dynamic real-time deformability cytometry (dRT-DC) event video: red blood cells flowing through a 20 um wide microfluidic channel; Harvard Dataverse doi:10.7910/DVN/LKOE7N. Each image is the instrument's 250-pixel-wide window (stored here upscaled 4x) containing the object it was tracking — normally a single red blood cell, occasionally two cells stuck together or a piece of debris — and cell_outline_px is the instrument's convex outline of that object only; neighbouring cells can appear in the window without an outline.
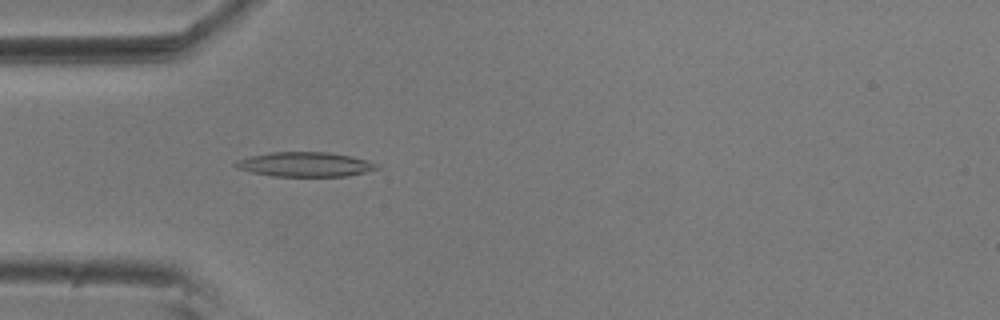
{"species": "common noctule bat (a hibernating species)", "species_latin": "Nyctalus noctula", "temperature_condition": "room temperature", "stored_images_in_passage": 42, "camera_frame_rate_fps": 3000, "um_per_image_px": 0.085, "animal": {"sex": "male", "body_mass_g": 20.5, "forearm_length_mm": 52.5}, "frame": {"image": 1, "passage_image": 2, "time_ms": 0.333, "image_size_px": [1000, 320], "cell_outline_px": [[380, 168], [364, 172], [344, 176], [272, 176], [252, 172], [236, 168], [232, 164], [236, 160], [248, 156], [268, 152], [328, 152], [348, 156], [364, 160], [376, 164]], "centroid_in_image_um": [25.82, 13.97], "position_along_channel_um": 59.2, "area_um2": 20.06}}
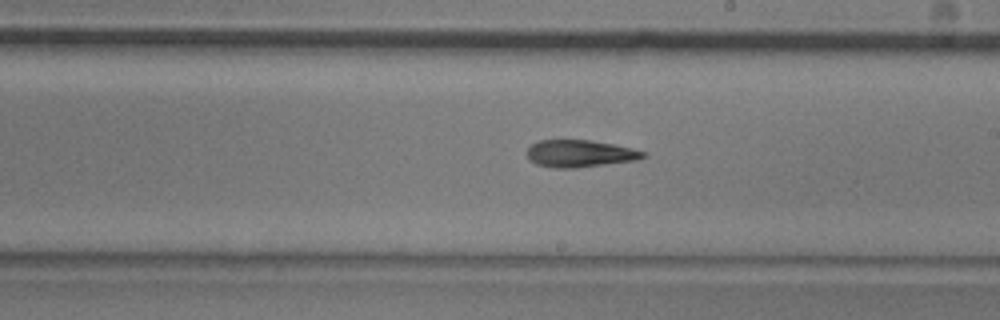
{"frame": {"image": 2, "passage_image": 17, "time_ms": 5.333, "image_size_px": [1000, 320], "cell_outline_px": [[648, 156], [636, 160], [576, 168], [552, 168], [536, 164], [528, 160], [524, 152], [532, 144], [540, 140], [588, 140], [616, 144], [648, 152]], "centroid_in_image_um": [49.28, 13.05], "position_along_channel_um": 239.7, "area_um2": 18.73}}
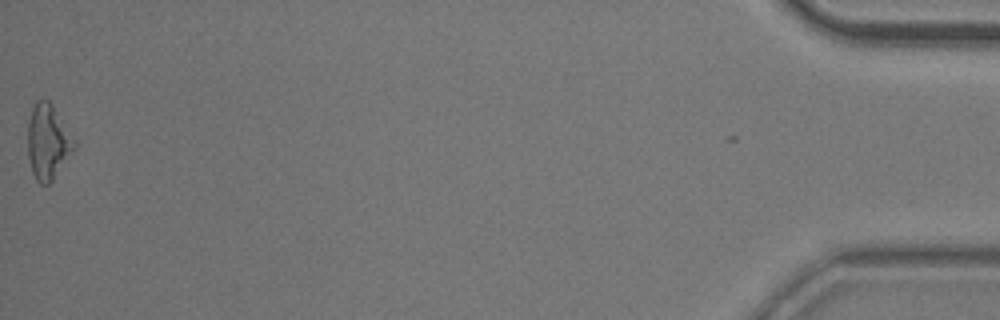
{"frame": {"image": 3, "passage_image": 41, "time_ms": 13.333, "image_size_px": [1000, 320], "cell_outline_px": [[76, 148], [52, 180], [48, 184], [40, 184], [36, 180], [32, 172], [28, 156], [28, 120], [32, 108], [36, 100], [48, 100], [52, 104], [76, 140]], "centroid_in_image_um": [4.08, 12.05], "position_along_channel_um": 431.1, "area_um2": 20.35}, "authors_computed_cell_mechanics": {"area_um2": 18.6694, "velocity_mm_per_s": 3.6418, "shape_relaxation_time_tau1_ms": 8.848, "shape_relaxation_time_tau2_ms": 10.9677, "deformation_change_tau1": 0.2153, "deformation_change_tau2": 0.267}}